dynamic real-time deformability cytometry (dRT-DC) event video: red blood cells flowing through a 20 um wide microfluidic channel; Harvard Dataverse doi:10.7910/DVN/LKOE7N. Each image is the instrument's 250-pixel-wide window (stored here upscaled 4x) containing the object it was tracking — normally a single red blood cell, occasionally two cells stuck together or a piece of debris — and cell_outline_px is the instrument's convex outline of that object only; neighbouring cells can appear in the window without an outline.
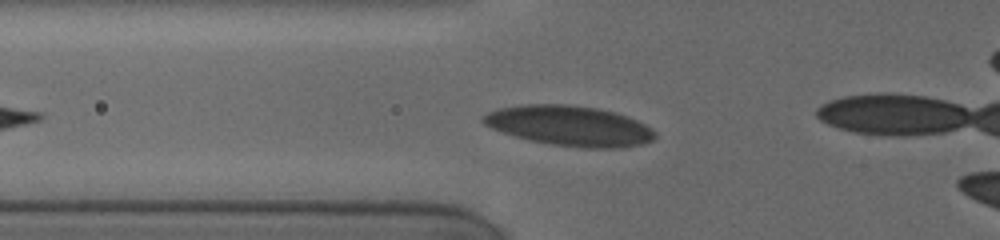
{"species": "human", "species_latin": "Homo sapiens", "temperature_condition": "cold", "stored_images_in_passage": 16, "segment_of_instrument_passage": [1, 2], "camera_frame_rate_fps": 3000, "um_per_image_px": 0.085, "donor": {"sex": "female"}, "frame": {"image": 1, "passage_image": 3, "time_ms": 1.333, "image_size_px": [1000, 240], "cell_outline_px": [[656, 136], [652, 140], [644, 144], [620, 148], [584, 148], [552, 144], [528, 140], [512, 136], [492, 128], [484, 124], [480, 120], [480, 116], [496, 108], [524, 104], [572, 104], [596, 108], [616, 112], [628, 116], [652, 128], [656, 132]], "centroid_in_image_um": [48.39, 10.69], "position_along_channel_um": 77.4, "area_um2": 40.69}}
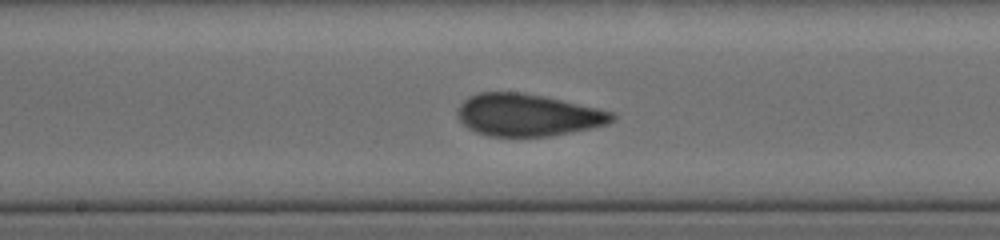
{"frame": {"image": 2, "passage_image": 9, "time_ms": 4.667, "image_size_px": [1000, 240], "cell_outline_px": [[616, 116], [608, 124], [548, 136], [488, 136], [476, 132], [468, 128], [460, 120], [456, 112], [456, 108], [468, 96], [480, 92], [520, 92], [544, 96], [596, 108], [612, 112]], "centroid_in_image_um": [44.79, 9.76], "position_along_channel_um": 203.4, "area_um2": 37.69}}
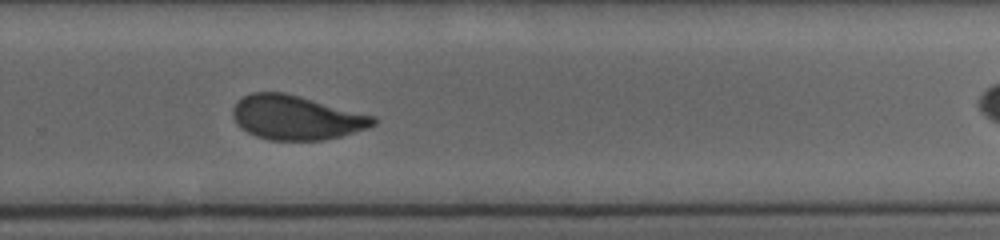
{"frame": {"image": 3, "passage_image": 13, "time_ms": 7.333, "image_size_px": [1000, 240], "cell_outline_px": [[376, 124], [368, 128], [340, 136], [324, 140], [268, 140], [256, 136], [240, 128], [236, 124], [232, 116], [232, 108], [244, 96], [252, 92], [284, 92], [376, 116]], "centroid_in_image_um": [25.17, 10.0], "position_along_channel_um": 304.6, "area_um2": 36.24}}